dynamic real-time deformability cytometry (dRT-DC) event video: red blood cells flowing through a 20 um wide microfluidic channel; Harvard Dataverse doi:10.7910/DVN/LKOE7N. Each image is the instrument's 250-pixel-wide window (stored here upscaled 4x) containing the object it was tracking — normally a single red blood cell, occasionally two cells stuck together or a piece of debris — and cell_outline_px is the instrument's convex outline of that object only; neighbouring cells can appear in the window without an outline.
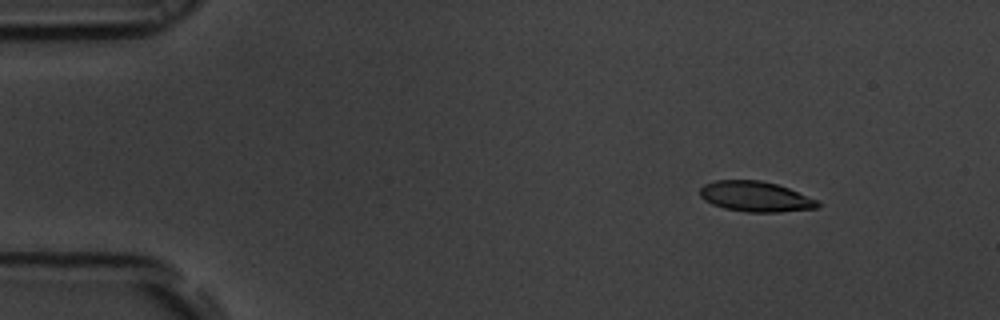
{"species": "common noctule bat (a hibernating species)", "species_latin": "Nyctalus noctula", "temperature_condition": "room temperature", "stored_images_in_passage": 54, "camera_frame_rate_fps": 3000, "um_per_image_px": 0.085, "animal": {"sex": "male", "body_mass_g": 19.5, "forearm_length_mm": 54.6}, "frame": {"image": 1, "passage_image": 6, "time_ms": 1.667, "image_size_px": [1000, 320], "cell_outline_px": [[820, 204], [816, 208], [780, 212], [748, 212], [724, 208], [712, 204], [704, 200], [700, 196], [700, 188], [704, 184], [716, 180], [760, 180], [776, 184], [788, 188], [816, 200]], "centroid_in_image_um": [64.17, 16.7], "position_along_channel_um": 20.8, "area_um2": 20.63}}
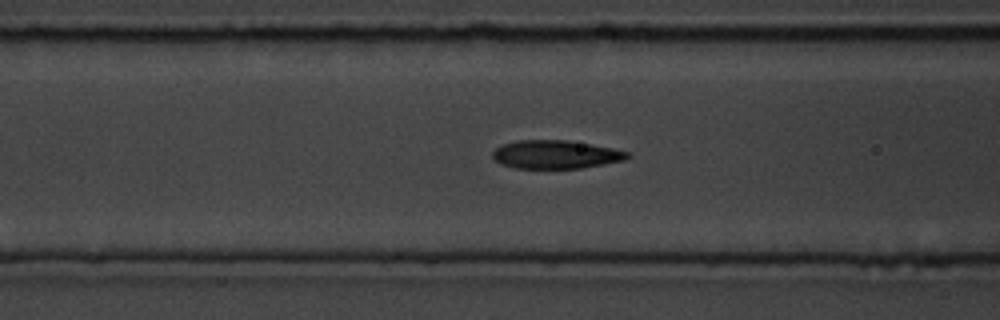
{"frame": {"image": 2, "passage_image": 21, "time_ms": 6.667, "image_size_px": [1000, 320], "cell_outline_px": [[632, 156], [624, 160], [604, 164], [580, 168], [516, 168], [500, 164], [492, 156], [492, 152], [496, 148], [504, 144], [516, 140], [564, 140], [612, 148], [628, 152]], "centroid_in_image_um": [47.22, 13.13], "position_along_channel_um": 119.4, "area_um2": 22.08}}
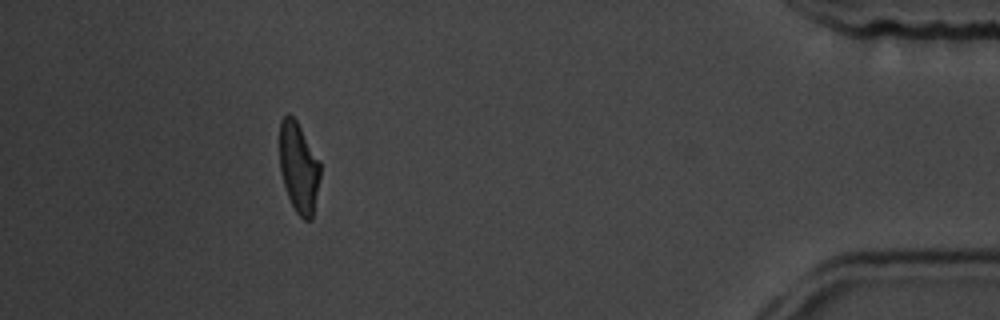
{"frame": {"image": 3, "passage_image": 49, "time_ms": 16.0, "image_size_px": [1000, 320], "cell_outline_px": [[320, 176], [312, 220], [304, 220], [296, 212], [288, 196], [280, 172], [280, 120], [288, 112], [296, 120], [320, 160]], "centroid_in_image_um": [25.39, 14.23], "position_along_channel_um": 409.8, "area_um2": 21.39}, "authors_computed_cell_mechanics": {"area_um2": 22.3975, "velocity_mm_per_s": 3.7275, "shape_relaxation_time_tau1_ms": 3.0895, "shape_relaxation_time_tau2_ms": 1.7509, "deformation_change_tau1": 0.1593, "deformation_change_tau2": 0.0789}}